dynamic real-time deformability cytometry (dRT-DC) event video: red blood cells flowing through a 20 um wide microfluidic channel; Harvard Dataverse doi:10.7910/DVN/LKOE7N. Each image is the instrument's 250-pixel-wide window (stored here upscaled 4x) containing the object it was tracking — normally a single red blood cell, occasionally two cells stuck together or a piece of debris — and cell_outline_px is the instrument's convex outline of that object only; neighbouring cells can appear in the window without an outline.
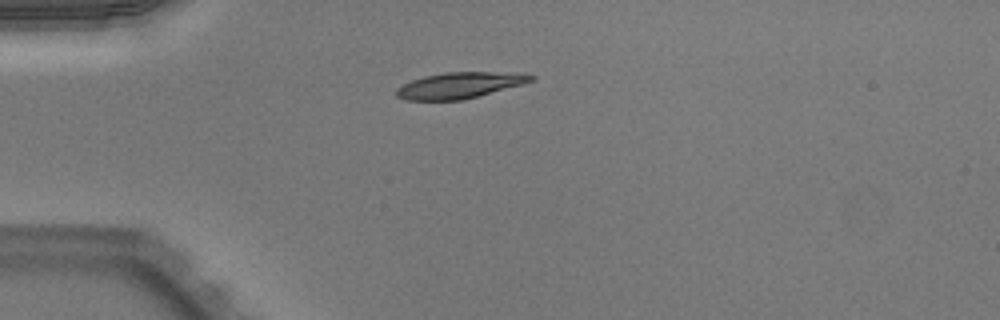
{"species": "Egyptian fruit bat (a non-hibernating species)", "species_latin": "Rousettus aegyptiacus", "temperature_condition": "warm", "stored_images_in_passage": 38, "camera_frame_rate_fps": 3000, "um_per_image_px": 0.085, "animal": {"sex": "male"}, "frame": {"image": 1, "passage_image": 1, "time_ms": 0.0, "image_size_px": [1000, 320], "cell_outline_px": [[536, 76], [532, 80], [524, 84], [460, 100], [404, 100], [396, 96], [396, 88], [412, 80], [424, 76], [444, 72], [524, 72]], "centroid_in_image_um": [39.09, 7.23], "position_along_channel_um": 45.9, "area_um2": 20.46}}
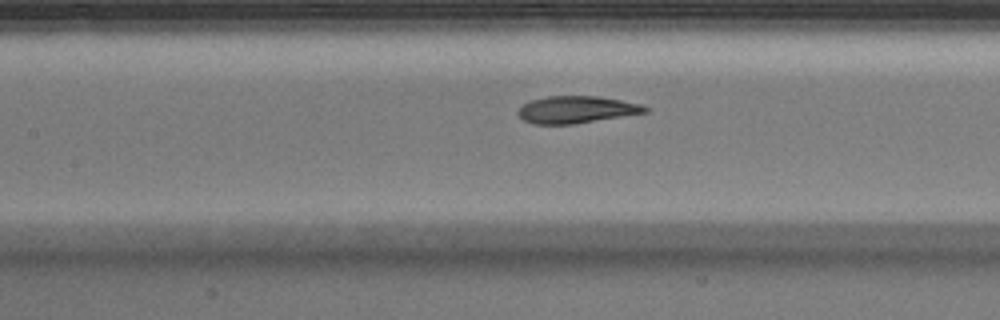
{"frame": {"image": 2, "passage_image": 11, "time_ms": 3.333, "image_size_px": [1000, 320], "cell_outline_px": [[648, 112], [572, 124], [532, 124], [524, 120], [516, 112], [524, 104], [532, 100], [548, 96], [600, 96], [640, 104], [648, 108]], "centroid_in_image_um": [48.98, 9.31], "position_along_channel_um": 158.4, "area_um2": 19.83}}
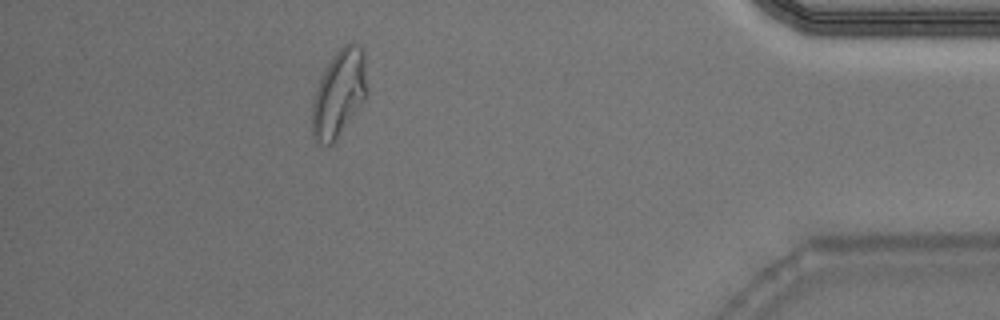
{"frame": {"image": 3, "passage_image": 33, "time_ms": 10.667, "image_size_px": [1000, 320], "cell_outline_px": [[368, 92], [364, 100], [336, 140], [328, 148], [316, 144], [312, 140], [312, 104], [316, 88], [332, 56], [348, 40], [352, 40], [364, 48]], "centroid_in_image_um": [28.82, 7.95], "position_along_channel_um": 406.4, "area_um2": 28.5}, "authors_computed_cell_mechanics": {"area_um2": 21.1837, "velocity_mm_per_s": 3.9861, "shape_relaxation_time_tau1_ms": 4.5825, "shape_relaxation_time_tau2_ms": 1.3145, "deformation_change_tau1": 0.1767, "deformation_change_tau2": 0.0673}}